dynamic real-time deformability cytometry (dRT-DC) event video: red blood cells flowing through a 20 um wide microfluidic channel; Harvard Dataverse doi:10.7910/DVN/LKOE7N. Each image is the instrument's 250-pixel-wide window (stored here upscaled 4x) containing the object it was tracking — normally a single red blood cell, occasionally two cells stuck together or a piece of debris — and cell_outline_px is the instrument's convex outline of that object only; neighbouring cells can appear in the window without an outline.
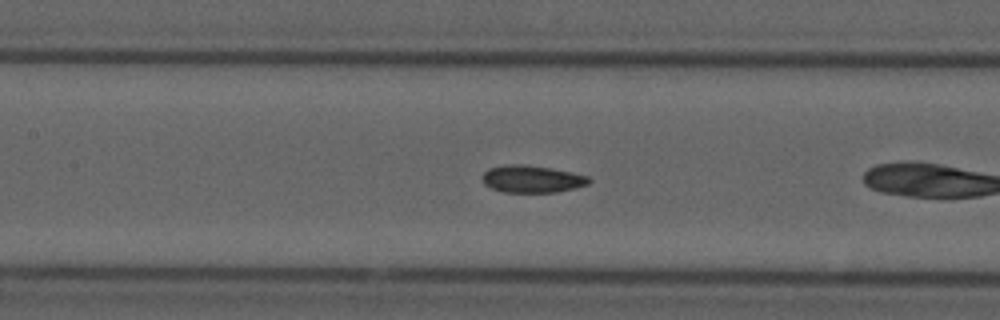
{"species": "common noctule bat (a hibernating species)", "species_latin": "Nyctalus noctula", "temperature_condition": "cold", "stored_images_in_passage": 15, "segment_of_instrument_passage": [2, 2], "camera_frame_rate_fps": 3000, "um_per_image_px": 0.085, "animal": {"sex": "male", "forearm_length_mm": 52.5}, "frame": {"image": 1, "passage_image": 7, "time_ms": 2.0, "image_size_px": [1000, 320], "cell_outline_px": [[592, 180], [588, 184], [576, 188], [556, 192], [504, 192], [492, 188], [484, 184], [480, 176], [488, 168], [508, 164], [524, 164], [552, 168], [572, 172], [588, 176]], "centroid_in_image_um": [45.21, 15.21], "position_along_channel_um": 162.2, "area_um2": 17.11}}
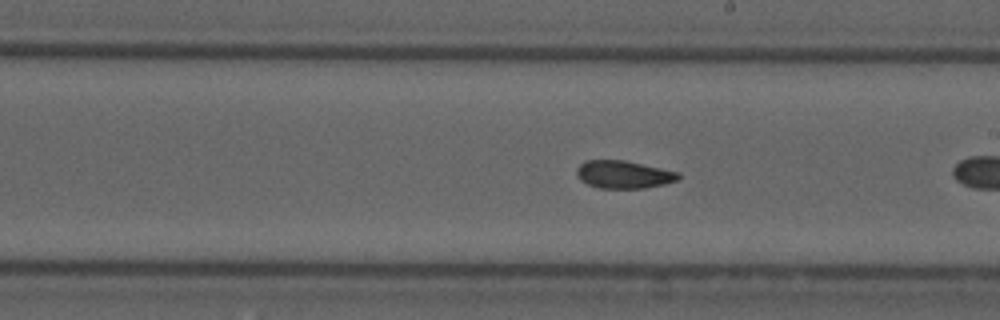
{"frame": {"image": 2, "passage_image": 13, "time_ms": 4.0, "image_size_px": [1000, 320], "cell_outline_px": [[680, 176], [676, 180], [664, 184], [644, 188], [600, 188], [588, 184], [580, 180], [576, 176], [576, 168], [584, 160], [624, 160], [680, 172]], "centroid_in_image_um": [52.97, 14.82], "position_along_channel_um": 236.0, "area_um2": 16.47}}